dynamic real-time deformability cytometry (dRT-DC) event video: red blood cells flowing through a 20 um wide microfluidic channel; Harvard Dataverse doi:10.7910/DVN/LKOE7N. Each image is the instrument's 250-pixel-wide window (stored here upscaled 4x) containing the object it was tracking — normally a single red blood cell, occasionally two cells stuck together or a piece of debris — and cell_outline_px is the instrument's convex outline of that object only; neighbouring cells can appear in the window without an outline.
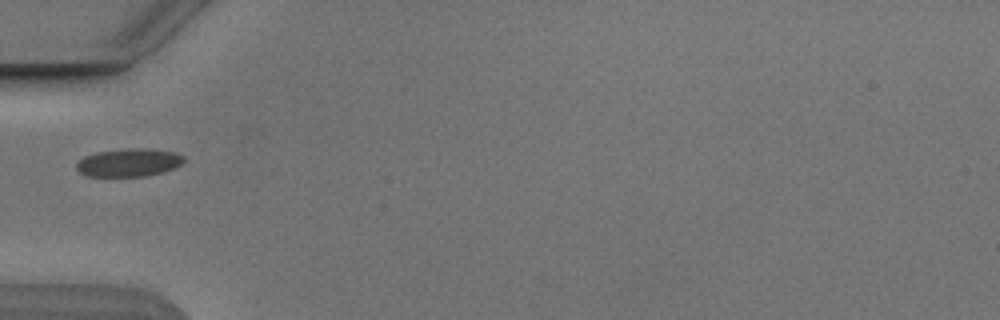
{"species": "Egyptian fruit bat (a non-hibernating species)", "species_latin": "Rousettus aegyptiacus", "temperature_condition": "cold", "stored_images_in_passage": 2, "camera_frame_rate_fps": 3000, "um_per_image_px": 0.085, "animal": {"sex": "male"}, "frame": {"image": 1, "passage_image": 1, "time_ms": 0.0, "image_size_px": [1000, 320], "cell_outline_px": [[184, 160], [176, 168], [164, 172], [148, 176], [88, 176], [80, 172], [76, 168], [76, 164], [84, 156], [96, 152], [128, 148], [148, 148], [176, 152], [184, 156]], "centroid_in_image_um": [10.98, 13.81], "position_along_channel_um": 74.0, "area_um2": 17.69}}
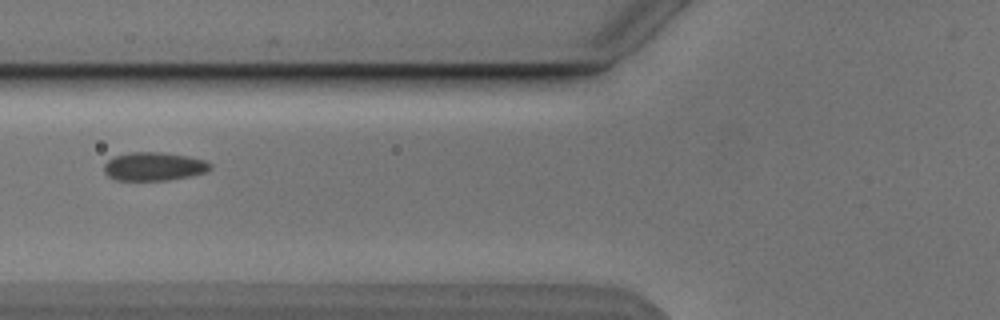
{"frame": {"image": 2, "passage_image": 2, "time_ms": 1.0, "image_size_px": [1000, 320], "cell_outline_px": [[212, 168], [204, 172], [192, 176], [168, 180], [116, 180], [108, 176], [104, 172], [104, 164], [108, 160], [116, 156], [128, 152], [160, 152], [188, 156], [204, 160], [212, 164]], "centroid_in_image_um": [13.09, 14.15], "position_along_channel_um": 112.7, "area_um2": 17.63}}